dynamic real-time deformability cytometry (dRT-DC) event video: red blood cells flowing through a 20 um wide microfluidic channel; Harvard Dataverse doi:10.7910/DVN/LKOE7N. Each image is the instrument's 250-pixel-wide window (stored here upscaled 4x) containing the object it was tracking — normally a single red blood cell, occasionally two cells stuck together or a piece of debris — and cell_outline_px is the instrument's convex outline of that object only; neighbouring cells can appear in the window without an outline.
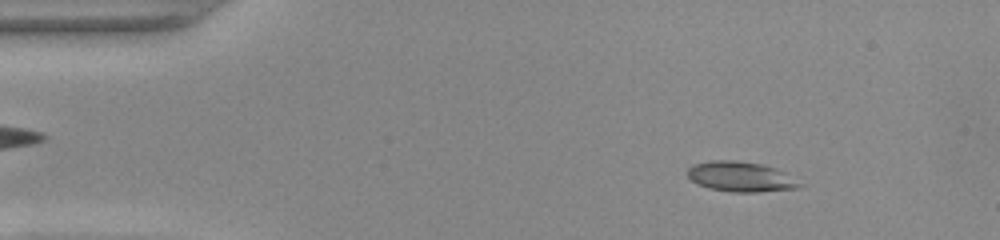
{"species": "common noctule bat (a hibernating species)", "species_latin": "Nyctalus noctula", "temperature_condition": "warm", "stored_images_in_passage": 51, "camera_frame_rate_fps": 3000, "um_per_image_px": 0.085, "animal": {"sex": "female", "body_mass_g": 22.0, "forearm_length_mm": 56.7}, "frame": {"image": 1, "passage_image": 6, "time_ms": 1.667, "image_size_px": [1000, 240], "cell_outline_px": [[804, 184], [800, 188], [756, 192], [732, 192], [708, 188], [696, 184], [688, 176], [688, 168], [692, 164], [712, 160], [736, 160], [760, 164], [776, 168], [784, 172]], "centroid_in_image_um": [62.96, 15.02], "position_along_channel_um": 22.0, "area_um2": 19.77}}
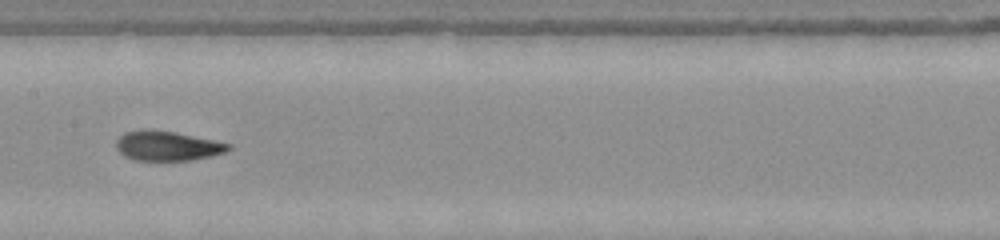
{"frame": {"image": 2, "passage_image": 25, "time_ms": 8.0, "image_size_px": [1000, 240], "cell_outline_px": [[232, 148], [224, 152], [192, 160], [132, 160], [124, 156], [116, 148], [116, 140], [124, 132], [144, 128], [172, 132], [232, 144]], "centroid_in_image_um": [14.16, 12.39], "position_along_channel_um": 193.2, "area_um2": 19.25}}
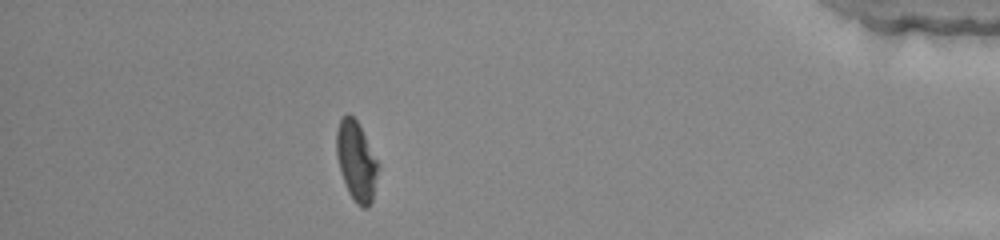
{"frame": {"image": 3, "passage_image": 45, "time_ms": 14.667, "image_size_px": [1000, 240], "cell_outline_px": [[380, 168], [372, 200], [368, 208], [360, 208], [356, 204], [348, 192], [336, 156], [336, 132], [340, 120], [348, 112], [356, 120], [380, 164]], "centroid_in_image_um": [30.31, 13.72], "position_along_channel_um": 404.9, "area_um2": 19.36}, "authors_computed_cell_mechanics": {"area_um2": 19.4786, "velocity_mm_per_s": 3.9347, "shape_relaxation_time_tau1_ms": null, "shape_relaxation_time_tau2_ms": 1.4766, "deformation_change_tau1": null, "deformation_change_tau2": 0.0764}}